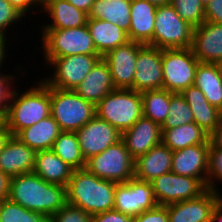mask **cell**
<instances>
[{
  "instance_id": "1",
  "label": "cell",
  "mask_w": 222,
  "mask_h": 222,
  "mask_svg": "<svg viewBox=\"0 0 222 222\" xmlns=\"http://www.w3.org/2000/svg\"><path fill=\"white\" fill-rule=\"evenodd\" d=\"M37 79L30 88L24 87L26 91L19 90L17 84L12 89L6 113L0 120L12 136L51 115L50 86L40 76Z\"/></svg>"
},
{
  "instance_id": "2",
  "label": "cell",
  "mask_w": 222,
  "mask_h": 222,
  "mask_svg": "<svg viewBox=\"0 0 222 222\" xmlns=\"http://www.w3.org/2000/svg\"><path fill=\"white\" fill-rule=\"evenodd\" d=\"M8 199L51 218L67 203L66 187L46 182L34 172L21 174L11 177Z\"/></svg>"
},
{
  "instance_id": "3",
  "label": "cell",
  "mask_w": 222,
  "mask_h": 222,
  "mask_svg": "<svg viewBox=\"0 0 222 222\" xmlns=\"http://www.w3.org/2000/svg\"><path fill=\"white\" fill-rule=\"evenodd\" d=\"M116 184L98 178L86 168L74 170L66 185V201L92 216L113 210Z\"/></svg>"
},
{
  "instance_id": "4",
  "label": "cell",
  "mask_w": 222,
  "mask_h": 222,
  "mask_svg": "<svg viewBox=\"0 0 222 222\" xmlns=\"http://www.w3.org/2000/svg\"><path fill=\"white\" fill-rule=\"evenodd\" d=\"M38 34L42 38L41 49L46 66L57 57H65L74 54L100 55L93 43L87 24L82 27L69 29H40ZM43 48V49H42Z\"/></svg>"
},
{
  "instance_id": "5",
  "label": "cell",
  "mask_w": 222,
  "mask_h": 222,
  "mask_svg": "<svg viewBox=\"0 0 222 222\" xmlns=\"http://www.w3.org/2000/svg\"><path fill=\"white\" fill-rule=\"evenodd\" d=\"M96 116L120 133L130 129L142 116V96L132 89H114L97 105Z\"/></svg>"
},
{
  "instance_id": "6",
  "label": "cell",
  "mask_w": 222,
  "mask_h": 222,
  "mask_svg": "<svg viewBox=\"0 0 222 222\" xmlns=\"http://www.w3.org/2000/svg\"><path fill=\"white\" fill-rule=\"evenodd\" d=\"M50 106L61 131L76 132L96 116V105L74 90L50 87Z\"/></svg>"
},
{
  "instance_id": "7",
  "label": "cell",
  "mask_w": 222,
  "mask_h": 222,
  "mask_svg": "<svg viewBox=\"0 0 222 222\" xmlns=\"http://www.w3.org/2000/svg\"><path fill=\"white\" fill-rule=\"evenodd\" d=\"M193 30L189 23L183 20L171 4L157 6L153 46L159 49L191 48Z\"/></svg>"
},
{
  "instance_id": "8",
  "label": "cell",
  "mask_w": 222,
  "mask_h": 222,
  "mask_svg": "<svg viewBox=\"0 0 222 222\" xmlns=\"http://www.w3.org/2000/svg\"><path fill=\"white\" fill-rule=\"evenodd\" d=\"M134 162L122 140L86 160L85 168L98 178L125 183L134 178Z\"/></svg>"
},
{
  "instance_id": "9",
  "label": "cell",
  "mask_w": 222,
  "mask_h": 222,
  "mask_svg": "<svg viewBox=\"0 0 222 222\" xmlns=\"http://www.w3.org/2000/svg\"><path fill=\"white\" fill-rule=\"evenodd\" d=\"M101 55L74 54L54 58L47 66L53 72L41 79L50 87L75 90L101 58ZM53 67V68H52Z\"/></svg>"
},
{
  "instance_id": "10",
  "label": "cell",
  "mask_w": 222,
  "mask_h": 222,
  "mask_svg": "<svg viewBox=\"0 0 222 222\" xmlns=\"http://www.w3.org/2000/svg\"><path fill=\"white\" fill-rule=\"evenodd\" d=\"M198 64L199 60L191 48L163 49V89L172 93H181L189 86H193Z\"/></svg>"
},
{
  "instance_id": "11",
  "label": "cell",
  "mask_w": 222,
  "mask_h": 222,
  "mask_svg": "<svg viewBox=\"0 0 222 222\" xmlns=\"http://www.w3.org/2000/svg\"><path fill=\"white\" fill-rule=\"evenodd\" d=\"M158 205L167 206L200 197L208 189L199 179L167 172L150 182Z\"/></svg>"
},
{
  "instance_id": "12",
  "label": "cell",
  "mask_w": 222,
  "mask_h": 222,
  "mask_svg": "<svg viewBox=\"0 0 222 222\" xmlns=\"http://www.w3.org/2000/svg\"><path fill=\"white\" fill-rule=\"evenodd\" d=\"M157 205L150 182L132 178L116 184L113 210L135 217Z\"/></svg>"
},
{
  "instance_id": "13",
  "label": "cell",
  "mask_w": 222,
  "mask_h": 222,
  "mask_svg": "<svg viewBox=\"0 0 222 222\" xmlns=\"http://www.w3.org/2000/svg\"><path fill=\"white\" fill-rule=\"evenodd\" d=\"M76 133L85 161L121 140V133L107 121L99 119L97 116L88 121Z\"/></svg>"
},
{
  "instance_id": "14",
  "label": "cell",
  "mask_w": 222,
  "mask_h": 222,
  "mask_svg": "<svg viewBox=\"0 0 222 222\" xmlns=\"http://www.w3.org/2000/svg\"><path fill=\"white\" fill-rule=\"evenodd\" d=\"M144 44L129 41L107 52L102 58L107 62L115 89L134 90V74L139 49Z\"/></svg>"
},
{
  "instance_id": "15",
  "label": "cell",
  "mask_w": 222,
  "mask_h": 222,
  "mask_svg": "<svg viewBox=\"0 0 222 222\" xmlns=\"http://www.w3.org/2000/svg\"><path fill=\"white\" fill-rule=\"evenodd\" d=\"M134 90L163 89L162 49L145 44L137 54Z\"/></svg>"
},
{
  "instance_id": "16",
  "label": "cell",
  "mask_w": 222,
  "mask_h": 222,
  "mask_svg": "<svg viewBox=\"0 0 222 222\" xmlns=\"http://www.w3.org/2000/svg\"><path fill=\"white\" fill-rule=\"evenodd\" d=\"M222 192L207 190L200 197L167 205L169 222H211L212 211Z\"/></svg>"
},
{
  "instance_id": "17",
  "label": "cell",
  "mask_w": 222,
  "mask_h": 222,
  "mask_svg": "<svg viewBox=\"0 0 222 222\" xmlns=\"http://www.w3.org/2000/svg\"><path fill=\"white\" fill-rule=\"evenodd\" d=\"M191 50L201 63L222 61V24L209 21L194 28Z\"/></svg>"
},
{
  "instance_id": "18",
  "label": "cell",
  "mask_w": 222,
  "mask_h": 222,
  "mask_svg": "<svg viewBox=\"0 0 222 222\" xmlns=\"http://www.w3.org/2000/svg\"><path fill=\"white\" fill-rule=\"evenodd\" d=\"M121 140L135 160L162 142L161 126L142 116L130 129L121 133Z\"/></svg>"
},
{
  "instance_id": "19",
  "label": "cell",
  "mask_w": 222,
  "mask_h": 222,
  "mask_svg": "<svg viewBox=\"0 0 222 222\" xmlns=\"http://www.w3.org/2000/svg\"><path fill=\"white\" fill-rule=\"evenodd\" d=\"M209 146L198 144L174 151L171 172L197 178L207 186Z\"/></svg>"
},
{
  "instance_id": "20",
  "label": "cell",
  "mask_w": 222,
  "mask_h": 222,
  "mask_svg": "<svg viewBox=\"0 0 222 222\" xmlns=\"http://www.w3.org/2000/svg\"><path fill=\"white\" fill-rule=\"evenodd\" d=\"M44 12V13H43ZM41 16H46L50 22L39 24L41 29H69L87 24L88 13L76 8L67 0H48L40 10ZM48 14V15H46ZM48 22V23H47Z\"/></svg>"
},
{
  "instance_id": "21",
  "label": "cell",
  "mask_w": 222,
  "mask_h": 222,
  "mask_svg": "<svg viewBox=\"0 0 222 222\" xmlns=\"http://www.w3.org/2000/svg\"><path fill=\"white\" fill-rule=\"evenodd\" d=\"M36 151L10 136L0 153V170L9 177L33 172Z\"/></svg>"
},
{
  "instance_id": "22",
  "label": "cell",
  "mask_w": 222,
  "mask_h": 222,
  "mask_svg": "<svg viewBox=\"0 0 222 222\" xmlns=\"http://www.w3.org/2000/svg\"><path fill=\"white\" fill-rule=\"evenodd\" d=\"M171 151L162 142L154 146L146 154L139 156L134 162V178L152 182L154 179L170 172L172 169Z\"/></svg>"
},
{
  "instance_id": "23",
  "label": "cell",
  "mask_w": 222,
  "mask_h": 222,
  "mask_svg": "<svg viewBox=\"0 0 222 222\" xmlns=\"http://www.w3.org/2000/svg\"><path fill=\"white\" fill-rule=\"evenodd\" d=\"M157 6L146 0H131L130 41L153 46V31Z\"/></svg>"
},
{
  "instance_id": "24",
  "label": "cell",
  "mask_w": 222,
  "mask_h": 222,
  "mask_svg": "<svg viewBox=\"0 0 222 222\" xmlns=\"http://www.w3.org/2000/svg\"><path fill=\"white\" fill-rule=\"evenodd\" d=\"M114 89L109 66L101 57L74 91L83 99L97 105Z\"/></svg>"
},
{
  "instance_id": "25",
  "label": "cell",
  "mask_w": 222,
  "mask_h": 222,
  "mask_svg": "<svg viewBox=\"0 0 222 222\" xmlns=\"http://www.w3.org/2000/svg\"><path fill=\"white\" fill-rule=\"evenodd\" d=\"M192 110L194 123L209 136L215 131L221 120L220 110L211 105L196 86H189L180 93Z\"/></svg>"
},
{
  "instance_id": "26",
  "label": "cell",
  "mask_w": 222,
  "mask_h": 222,
  "mask_svg": "<svg viewBox=\"0 0 222 222\" xmlns=\"http://www.w3.org/2000/svg\"><path fill=\"white\" fill-rule=\"evenodd\" d=\"M87 27L94 46L102 57L110 50L130 41L126 31L109 21L88 18Z\"/></svg>"
},
{
  "instance_id": "27",
  "label": "cell",
  "mask_w": 222,
  "mask_h": 222,
  "mask_svg": "<svg viewBox=\"0 0 222 222\" xmlns=\"http://www.w3.org/2000/svg\"><path fill=\"white\" fill-rule=\"evenodd\" d=\"M73 171L51 149L36 152L33 172L46 182L66 187Z\"/></svg>"
},
{
  "instance_id": "28",
  "label": "cell",
  "mask_w": 222,
  "mask_h": 222,
  "mask_svg": "<svg viewBox=\"0 0 222 222\" xmlns=\"http://www.w3.org/2000/svg\"><path fill=\"white\" fill-rule=\"evenodd\" d=\"M60 132L57 122L50 115L33 126L19 131L15 137L37 152L51 149Z\"/></svg>"
},
{
  "instance_id": "29",
  "label": "cell",
  "mask_w": 222,
  "mask_h": 222,
  "mask_svg": "<svg viewBox=\"0 0 222 222\" xmlns=\"http://www.w3.org/2000/svg\"><path fill=\"white\" fill-rule=\"evenodd\" d=\"M194 86L200 89L211 105L219 110L222 108V71L219 64L199 62Z\"/></svg>"
},
{
  "instance_id": "30",
  "label": "cell",
  "mask_w": 222,
  "mask_h": 222,
  "mask_svg": "<svg viewBox=\"0 0 222 222\" xmlns=\"http://www.w3.org/2000/svg\"><path fill=\"white\" fill-rule=\"evenodd\" d=\"M162 130V143L171 151L191 145L210 144L209 135L194 122Z\"/></svg>"
},
{
  "instance_id": "31",
  "label": "cell",
  "mask_w": 222,
  "mask_h": 222,
  "mask_svg": "<svg viewBox=\"0 0 222 222\" xmlns=\"http://www.w3.org/2000/svg\"><path fill=\"white\" fill-rule=\"evenodd\" d=\"M131 0H95L88 18L109 21L128 33Z\"/></svg>"
},
{
  "instance_id": "32",
  "label": "cell",
  "mask_w": 222,
  "mask_h": 222,
  "mask_svg": "<svg viewBox=\"0 0 222 222\" xmlns=\"http://www.w3.org/2000/svg\"><path fill=\"white\" fill-rule=\"evenodd\" d=\"M143 116L160 126L169 114L171 92L166 89H154L141 92Z\"/></svg>"
},
{
  "instance_id": "33",
  "label": "cell",
  "mask_w": 222,
  "mask_h": 222,
  "mask_svg": "<svg viewBox=\"0 0 222 222\" xmlns=\"http://www.w3.org/2000/svg\"><path fill=\"white\" fill-rule=\"evenodd\" d=\"M51 150L74 170L83 169L86 166L76 132L61 131Z\"/></svg>"
},
{
  "instance_id": "34",
  "label": "cell",
  "mask_w": 222,
  "mask_h": 222,
  "mask_svg": "<svg viewBox=\"0 0 222 222\" xmlns=\"http://www.w3.org/2000/svg\"><path fill=\"white\" fill-rule=\"evenodd\" d=\"M194 122L192 110L180 93H172L169 114L161 129H170Z\"/></svg>"
},
{
  "instance_id": "35",
  "label": "cell",
  "mask_w": 222,
  "mask_h": 222,
  "mask_svg": "<svg viewBox=\"0 0 222 222\" xmlns=\"http://www.w3.org/2000/svg\"><path fill=\"white\" fill-rule=\"evenodd\" d=\"M0 222H50V218L38 212L30 211L9 199L3 200Z\"/></svg>"
},
{
  "instance_id": "36",
  "label": "cell",
  "mask_w": 222,
  "mask_h": 222,
  "mask_svg": "<svg viewBox=\"0 0 222 222\" xmlns=\"http://www.w3.org/2000/svg\"><path fill=\"white\" fill-rule=\"evenodd\" d=\"M171 5L192 27L196 28L205 22V8L200 0H172Z\"/></svg>"
},
{
  "instance_id": "37",
  "label": "cell",
  "mask_w": 222,
  "mask_h": 222,
  "mask_svg": "<svg viewBox=\"0 0 222 222\" xmlns=\"http://www.w3.org/2000/svg\"><path fill=\"white\" fill-rule=\"evenodd\" d=\"M27 19L19 10H17L14 6H12L8 0H0V34L7 36L12 30L18 28V24H22L24 20ZM21 22V23H20ZM16 24V25H15ZM17 26V28H15ZM13 27V28H12ZM9 28V29H8ZM10 31V32H9Z\"/></svg>"
},
{
  "instance_id": "38",
  "label": "cell",
  "mask_w": 222,
  "mask_h": 222,
  "mask_svg": "<svg viewBox=\"0 0 222 222\" xmlns=\"http://www.w3.org/2000/svg\"><path fill=\"white\" fill-rule=\"evenodd\" d=\"M219 184H222V149L216 148L210 142L207 189L220 192Z\"/></svg>"
},
{
  "instance_id": "39",
  "label": "cell",
  "mask_w": 222,
  "mask_h": 222,
  "mask_svg": "<svg viewBox=\"0 0 222 222\" xmlns=\"http://www.w3.org/2000/svg\"><path fill=\"white\" fill-rule=\"evenodd\" d=\"M14 67H15L14 71L16 72L15 75L11 72H9L8 74L7 72L5 73L6 71L5 69L4 71L3 70L0 71V120L3 118L4 114L6 113L7 105L9 103V98H10L12 89L15 86L14 85L15 81L19 80L20 77L22 78L21 75L18 77L17 74H22L24 77L27 76L26 75L27 72L25 70L26 68L23 67V65H22V68L21 66H19V64Z\"/></svg>"
},
{
  "instance_id": "40",
  "label": "cell",
  "mask_w": 222,
  "mask_h": 222,
  "mask_svg": "<svg viewBox=\"0 0 222 222\" xmlns=\"http://www.w3.org/2000/svg\"><path fill=\"white\" fill-rule=\"evenodd\" d=\"M50 222H92V215L77 206L66 203L50 218Z\"/></svg>"
},
{
  "instance_id": "41",
  "label": "cell",
  "mask_w": 222,
  "mask_h": 222,
  "mask_svg": "<svg viewBox=\"0 0 222 222\" xmlns=\"http://www.w3.org/2000/svg\"><path fill=\"white\" fill-rule=\"evenodd\" d=\"M132 222H169L167 206L157 205L133 217Z\"/></svg>"
},
{
  "instance_id": "42",
  "label": "cell",
  "mask_w": 222,
  "mask_h": 222,
  "mask_svg": "<svg viewBox=\"0 0 222 222\" xmlns=\"http://www.w3.org/2000/svg\"><path fill=\"white\" fill-rule=\"evenodd\" d=\"M133 217L110 210L92 216V222H132Z\"/></svg>"
},
{
  "instance_id": "43",
  "label": "cell",
  "mask_w": 222,
  "mask_h": 222,
  "mask_svg": "<svg viewBox=\"0 0 222 222\" xmlns=\"http://www.w3.org/2000/svg\"><path fill=\"white\" fill-rule=\"evenodd\" d=\"M205 21L222 24V0H211L205 7Z\"/></svg>"
},
{
  "instance_id": "44",
  "label": "cell",
  "mask_w": 222,
  "mask_h": 222,
  "mask_svg": "<svg viewBox=\"0 0 222 222\" xmlns=\"http://www.w3.org/2000/svg\"><path fill=\"white\" fill-rule=\"evenodd\" d=\"M8 1L12 6H14L17 10H19L28 19L30 18V16L32 17L31 13H33L34 16L40 15L39 11L41 10V8L33 0H8ZM34 12L36 13V15ZM28 14H30L29 17H27Z\"/></svg>"
},
{
  "instance_id": "45",
  "label": "cell",
  "mask_w": 222,
  "mask_h": 222,
  "mask_svg": "<svg viewBox=\"0 0 222 222\" xmlns=\"http://www.w3.org/2000/svg\"><path fill=\"white\" fill-rule=\"evenodd\" d=\"M11 177L0 170V199L9 198Z\"/></svg>"
},
{
  "instance_id": "46",
  "label": "cell",
  "mask_w": 222,
  "mask_h": 222,
  "mask_svg": "<svg viewBox=\"0 0 222 222\" xmlns=\"http://www.w3.org/2000/svg\"><path fill=\"white\" fill-rule=\"evenodd\" d=\"M11 38L8 39L7 36L1 35L0 34V69H4L3 63L7 62L5 59L9 58L6 55L8 54V47L9 45L7 44V41H10ZM7 48V49H6ZM7 51V52H6ZM1 71V70H0Z\"/></svg>"
},
{
  "instance_id": "47",
  "label": "cell",
  "mask_w": 222,
  "mask_h": 222,
  "mask_svg": "<svg viewBox=\"0 0 222 222\" xmlns=\"http://www.w3.org/2000/svg\"><path fill=\"white\" fill-rule=\"evenodd\" d=\"M210 142L219 149H222V119L215 131L209 136Z\"/></svg>"
},
{
  "instance_id": "48",
  "label": "cell",
  "mask_w": 222,
  "mask_h": 222,
  "mask_svg": "<svg viewBox=\"0 0 222 222\" xmlns=\"http://www.w3.org/2000/svg\"><path fill=\"white\" fill-rule=\"evenodd\" d=\"M70 4L78 9L89 13L95 0H67Z\"/></svg>"
},
{
  "instance_id": "49",
  "label": "cell",
  "mask_w": 222,
  "mask_h": 222,
  "mask_svg": "<svg viewBox=\"0 0 222 222\" xmlns=\"http://www.w3.org/2000/svg\"><path fill=\"white\" fill-rule=\"evenodd\" d=\"M211 222H222V197L214 205Z\"/></svg>"
},
{
  "instance_id": "50",
  "label": "cell",
  "mask_w": 222,
  "mask_h": 222,
  "mask_svg": "<svg viewBox=\"0 0 222 222\" xmlns=\"http://www.w3.org/2000/svg\"><path fill=\"white\" fill-rule=\"evenodd\" d=\"M11 132L8 128L0 121V153L3 150L4 145L7 140L10 138Z\"/></svg>"
},
{
  "instance_id": "51",
  "label": "cell",
  "mask_w": 222,
  "mask_h": 222,
  "mask_svg": "<svg viewBox=\"0 0 222 222\" xmlns=\"http://www.w3.org/2000/svg\"><path fill=\"white\" fill-rule=\"evenodd\" d=\"M146 1L156 6L168 5L171 4L172 2V0H146Z\"/></svg>"
},
{
  "instance_id": "52",
  "label": "cell",
  "mask_w": 222,
  "mask_h": 222,
  "mask_svg": "<svg viewBox=\"0 0 222 222\" xmlns=\"http://www.w3.org/2000/svg\"><path fill=\"white\" fill-rule=\"evenodd\" d=\"M40 8L48 1V0H33Z\"/></svg>"
},
{
  "instance_id": "53",
  "label": "cell",
  "mask_w": 222,
  "mask_h": 222,
  "mask_svg": "<svg viewBox=\"0 0 222 222\" xmlns=\"http://www.w3.org/2000/svg\"><path fill=\"white\" fill-rule=\"evenodd\" d=\"M200 2L203 5V7L205 8L211 2V0H200Z\"/></svg>"
},
{
  "instance_id": "54",
  "label": "cell",
  "mask_w": 222,
  "mask_h": 222,
  "mask_svg": "<svg viewBox=\"0 0 222 222\" xmlns=\"http://www.w3.org/2000/svg\"><path fill=\"white\" fill-rule=\"evenodd\" d=\"M2 203H3V200L0 199V211H1V208H2Z\"/></svg>"
},
{
  "instance_id": "55",
  "label": "cell",
  "mask_w": 222,
  "mask_h": 222,
  "mask_svg": "<svg viewBox=\"0 0 222 222\" xmlns=\"http://www.w3.org/2000/svg\"><path fill=\"white\" fill-rule=\"evenodd\" d=\"M219 66H220L221 71H222V61L219 63Z\"/></svg>"
},
{
  "instance_id": "56",
  "label": "cell",
  "mask_w": 222,
  "mask_h": 222,
  "mask_svg": "<svg viewBox=\"0 0 222 222\" xmlns=\"http://www.w3.org/2000/svg\"><path fill=\"white\" fill-rule=\"evenodd\" d=\"M220 116H221V119H222V108L220 109Z\"/></svg>"
}]
</instances>
